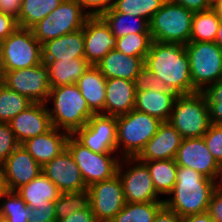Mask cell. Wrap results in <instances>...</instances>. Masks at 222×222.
I'll list each match as a JSON object with an SVG mask.
<instances>
[{"label":"cell","instance_id":"6da1fadb","mask_svg":"<svg viewBox=\"0 0 222 222\" xmlns=\"http://www.w3.org/2000/svg\"><path fill=\"white\" fill-rule=\"evenodd\" d=\"M144 63L147 69L177 95L198 92L191 80L185 45L152 41Z\"/></svg>","mask_w":222,"mask_h":222},{"label":"cell","instance_id":"7a4b0ae2","mask_svg":"<svg viewBox=\"0 0 222 222\" xmlns=\"http://www.w3.org/2000/svg\"><path fill=\"white\" fill-rule=\"evenodd\" d=\"M214 190V180L191 168L178 166L174 188L164 199V205L182 218L203 213L208 210Z\"/></svg>","mask_w":222,"mask_h":222},{"label":"cell","instance_id":"3957f363","mask_svg":"<svg viewBox=\"0 0 222 222\" xmlns=\"http://www.w3.org/2000/svg\"><path fill=\"white\" fill-rule=\"evenodd\" d=\"M45 104L52 126L69 134L85 126L94 115L76 83L52 87Z\"/></svg>","mask_w":222,"mask_h":222},{"label":"cell","instance_id":"277c9868","mask_svg":"<svg viewBox=\"0 0 222 222\" xmlns=\"http://www.w3.org/2000/svg\"><path fill=\"white\" fill-rule=\"evenodd\" d=\"M117 153L121 158L136 157L157 133L162 121L133 109L116 117Z\"/></svg>","mask_w":222,"mask_h":222},{"label":"cell","instance_id":"5b68a950","mask_svg":"<svg viewBox=\"0 0 222 222\" xmlns=\"http://www.w3.org/2000/svg\"><path fill=\"white\" fill-rule=\"evenodd\" d=\"M182 138H201L211 126L203 92L178 95L168 121Z\"/></svg>","mask_w":222,"mask_h":222},{"label":"cell","instance_id":"8992f818","mask_svg":"<svg viewBox=\"0 0 222 222\" xmlns=\"http://www.w3.org/2000/svg\"><path fill=\"white\" fill-rule=\"evenodd\" d=\"M194 13L166 0L149 22L152 41L185 45L190 42Z\"/></svg>","mask_w":222,"mask_h":222},{"label":"cell","instance_id":"52a82bcc","mask_svg":"<svg viewBox=\"0 0 222 222\" xmlns=\"http://www.w3.org/2000/svg\"><path fill=\"white\" fill-rule=\"evenodd\" d=\"M185 47L193 87L198 92H203L210 84L222 80L221 47L215 42H188Z\"/></svg>","mask_w":222,"mask_h":222},{"label":"cell","instance_id":"ba28073f","mask_svg":"<svg viewBox=\"0 0 222 222\" xmlns=\"http://www.w3.org/2000/svg\"><path fill=\"white\" fill-rule=\"evenodd\" d=\"M4 72L25 69L43 63L42 45L31 29L18 27L0 43Z\"/></svg>","mask_w":222,"mask_h":222},{"label":"cell","instance_id":"9c48e42d","mask_svg":"<svg viewBox=\"0 0 222 222\" xmlns=\"http://www.w3.org/2000/svg\"><path fill=\"white\" fill-rule=\"evenodd\" d=\"M90 15L76 0L63 2L49 15L31 28L34 37L43 44L82 29Z\"/></svg>","mask_w":222,"mask_h":222},{"label":"cell","instance_id":"30bf717a","mask_svg":"<svg viewBox=\"0 0 222 222\" xmlns=\"http://www.w3.org/2000/svg\"><path fill=\"white\" fill-rule=\"evenodd\" d=\"M66 148L72 154L87 187L117 175L121 159L118 153H95L81 144L72 134L67 139Z\"/></svg>","mask_w":222,"mask_h":222},{"label":"cell","instance_id":"8fae6325","mask_svg":"<svg viewBox=\"0 0 222 222\" xmlns=\"http://www.w3.org/2000/svg\"><path fill=\"white\" fill-rule=\"evenodd\" d=\"M117 175L121 180L124 197L128 203L164 201L166 198L156 192L147 165L136 157L121 158Z\"/></svg>","mask_w":222,"mask_h":222},{"label":"cell","instance_id":"7c38bea8","mask_svg":"<svg viewBox=\"0 0 222 222\" xmlns=\"http://www.w3.org/2000/svg\"><path fill=\"white\" fill-rule=\"evenodd\" d=\"M3 84L33 103H46L51 90L48 68L44 63L4 72Z\"/></svg>","mask_w":222,"mask_h":222},{"label":"cell","instance_id":"4fadbf2b","mask_svg":"<svg viewBox=\"0 0 222 222\" xmlns=\"http://www.w3.org/2000/svg\"><path fill=\"white\" fill-rule=\"evenodd\" d=\"M95 153H117V123L115 116L94 114L85 126L72 134Z\"/></svg>","mask_w":222,"mask_h":222},{"label":"cell","instance_id":"5bb4252c","mask_svg":"<svg viewBox=\"0 0 222 222\" xmlns=\"http://www.w3.org/2000/svg\"><path fill=\"white\" fill-rule=\"evenodd\" d=\"M90 208L98 222H110L126 204L118 175L88 187Z\"/></svg>","mask_w":222,"mask_h":222},{"label":"cell","instance_id":"9a60e30c","mask_svg":"<svg viewBox=\"0 0 222 222\" xmlns=\"http://www.w3.org/2000/svg\"><path fill=\"white\" fill-rule=\"evenodd\" d=\"M42 172L58 187L61 193L88 190L72 154L65 148L42 167Z\"/></svg>","mask_w":222,"mask_h":222},{"label":"cell","instance_id":"2e32d148","mask_svg":"<svg viewBox=\"0 0 222 222\" xmlns=\"http://www.w3.org/2000/svg\"><path fill=\"white\" fill-rule=\"evenodd\" d=\"M84 58L96 66L111 50L116 48L117 38L100 16H90L83 27Z\"/></svg>","mask_w":222,"mask_h":222},{"label":"cell","instance_id":"e0dca14e","mask_svg":"<svg viewBox=\"0 0 222 222\" xmlns=\"http://www.w3.org/2000/svg\"><path fill=\"white\" fill-rule=\"evenodd\" d=\"M175 162L178 166L191 168L212 180L215 179L219 166L203 137L184 138L177 151Z\"/></svg>","mask_w":222,"mask_h":222},{"label":"cell","instance_id":"ac0fdd59","mask_svg":"<svg viewBox=\"0 0 222 222\" xmlns=\"http://www.w3.org/2000/svg\"><path fill=\"white\" fill-rule=\"evenodd\" d=\"M9 124L20 144L27 139L46 133L53 127L45 103H33L16 115Z\"/></svg>","mask_w":222,"mask_h":222},{"label":"cell","instance_id":"d6986e66","mask_svg":"<svg viewBox=\"0 0 222 222\" xmlns=\"http://www.w3.org/2000/svg\"><path fill=\"white\" fill-rule=\"evenodd\" d=\"M2 164L10 191L28 184L42 172V167L22 144Z\"/></svg>","mask_w":222,"mask_h":222},{"label":"cell","instance_id":"ffe728a7","mask_svg":"<svg viewBox=\"0 0 222 222\" xmlns=\"http://www.w3.org/2000/svg\"><path fill=\"white\" fill-rule=\"evenodd\" d=\"M183 138L168 122H162L157 133L136 156L139 161L175 159Z\"/></svg>","mask_w":222,"mask_h":222},{"label":"cell","instance_id":"44dd1931","mask_svg":"<svg viewBox=\"0 0 222 222\" xmlns=\"http://www.w3.org/2000/svg\"><path fill=\"white\" fill-rule=\"evenodd\" d=\"M69 135L66 131L52 127L44 134L27 139L22 145L43 167L66 148Z\"/></svg>","mask_w":222,"mask_h":222},{"label":"cell","instance_id":"7402d4cb","mask_svg":"<svg viewBox=\"0 0 222 222\" xmlns=\"http://www.w3.org/2000/svg\"><path fill=\"white\" fill-rule=\"evenodd\" d=\"M134 81L119 78L106 79L104 115L121 116L134 109Z\"/></svg>","mask_w":222,"mask_h":222},{"label":"cell","instance_id":"603a6c76","mask_svg":"<svg viewBox=\"0 0 222 222\" xmlns=\"http://www.w3.org/2000/svg\"><path fill=\"white\" fill-rule=\"evenodd\" d=\"M42 45L43 61L72 60L84 58L83 28L44 42Z\"/></svg>","mask_w":222,"mask_h":222},{"label":"cell","instance_id":"cb8c5ba5","mask_svg":"<svg viewBox=\"0 0 222 222\" xmlns=\"http://www.w3.org/2000/svg\"><path fill=\"white\" fill-rule=\"evenodd\" d=\"M145 66L141 57H131L113 49L96 67L106 79L119 78L134 81L140 70Z\"/></svg>","mask_w":222,"mask_h":222},{"label":"cell","instance_id":"d4e9b609","mask_svg":"<svg viewBox=\"0 0 222 222\" xmlns=\"http://www.w3.org/2000/svg\"><path fill=\"white\" fill-rule=\"evenodd\" d=\"M175 92H161L153 88L135 93L134 109L144 112L162 122L169 121L175 99Z\"/></svg>","mask_w":222,"mask_h":222},{"label":"cell","instance_id":"484cf974","mask_svg":"<svg viewBox=\"0 0 222 222\" xmlns=\"http://www.w3.org/2000/svg\"><path fill=\"white\" fill-rule=\"evenodd\" d=\"M16 192L28 207L37 209L47 204H54L61 194L58 187L43 172L28 184L18 188Z\"/></svg>","mask_w":222,"mask_h":222},{"label":"cell","instance_id":"4316f807","mask_svg":"<svg viewBox=\"0 0 222 222\" xmlns=\"http://www.w3.org/2000/svg\"><path fill=\"white\" fill-rule=\"evenodd\" d=\"M82 96L85 98L90 110L94 114L104 115V103L106 93V78L94 65L76 82Z\"/></svg>","mask_w":222,"mask_h":222},{"label":"cell","instance_id":"83f0119b","mask_svg":"<svg viewBox=\"0 0 222 222\" xmlns=\"http://www.w3.org/2000/svg\"><path fill=\"white\" fill-rule=\"evenodd\" d=\"M43 63L48 68L51 88L76 83L91 66L85 58H72V60L61 61H43Z\"/></svg>","mask_w":222,"mask_h":222},{"label":"cell","instance_id":"f1b7e54d","mask_svg":"<svg viewBox=\"0 0 222 222\" xmlns=\"http://www.w3.org/2000/svg\"><path fill=\"white\" fill-rule=\"evenodd\" d=\"M100 17L116 38L128 34H150L149 22L143 18L118 13L113 8L103 12Z\"/></svg>","mask_w":222,"mask_h":222},{"label":"cell","instance_id":"f546056e","mask_svg":"<svg viewBox=\"0 0 222 222\" xmlns=\"http://www.w3.org/2000/svg\"><path fill=\"white\" fill-rule=\"evenodd\" d=\"M149 171L156 192L161 196H168L175 185L178 165L175 159L142 161Z\"/></svg>","mask_w":222,"mask_h":222},{"label":"cell","instance_id":"4dcf8cb0","mask_svg":"<svg viewBox=\"0 0 222 222\" xmlns=\"http://www.w3.org/2000/svg\"><path fill=\"white\" fill-rule=\"evenodd\" d=\"M220 16L211 8L195 12L192 18L190 42H215Z\"/></svg>","mask_w":222,"mask_h":222},{"label":"cell","instance_id":"1f68e13d","mask_svg":"<svg viewBox=\"0 0 222 222\" xmlns=\"http://www.w3.org/2000/svg\"><path fill=\"white\" fill-rule=\"evenodd\" d=\"M63 0H24L18 15V27L31 29L52 13Z\"/></svg>","mask_w":222,"mask_h":222},{"label":"cell","instance_id":"d6a6232c","mask_svg":"<svg viewBox=\"0 0 222 222\" xmlns=\"http://www.w3.org/2000/svg\"><path fill=\"white\" fill-rule=\"evenodd\" d=\"M164 201L128 203L110 222H153Z\"/></svg>","mask_w":222,"mask_h":222},{"label":"cell","instance_id":"836d02e7","mask_svg":"<svg viewBox=\"0 0 222 222\" xmlns=\"http://www.w3.org/2000/svg\"><path fill=\"white\" fill-rule=\"evenodd\" d=\"M33 102L26 96L0 85V122L9 123L16 115L27 109Z\"/></svg>","mask_w":222,"mask_h":222},{"label":"cell","instance_id":"e575fe53","mask_svg":"<svg viewBox=\"0 0 222 222\" xmlns=\"http://www.w3.org/2000/svg\"><path fill=\"white\" fill-rule=\"evenodd\" d=\"M166 0H114L112 8L118 13H124L143 18L150 22Z\"/></svg>","mask_w":222,"mask_h":222},{"label":"cell","instance_id":"d590c367","mask_svg":"<svg viewBox=\"0 0 222 222\" xmlns=\"http://www.w3.org/2000/svg\"><path fill=\"white\" fill-rule=\"evenodd\" d=\"M0 216L9 222H28L30 207L16 191H8L0 196Z\"/></svg>","mask_w":222,"mask_h":222},{"label":"cell","instance_id":"8d00e7d4","mask_svg":"<svg viewBox=\"0 0 222 222\" xmlns=\"http://www.w3.org/2000/svg\"><path fill=\"white\" fill-rule=\"evenodd\" d=\"M54 206L57 221L63 220L72 212L86 210L90 207L89 191L61 193L54 201Z\"/></svg>","mask_w":222,"mask_h":222},{"label":"cell","instance_id":"74e56055","mask_svg":"<svg viewBox=\"0 0 222 222\" xmlns=\"http://www.w3.org/2000/svg\"><path fill=\"white\" fill-rule=\"evenodd\" d=\"M152 43L151 34H128L117 38L116 50L144 61Z\"/></svg>","mask_w":222,"mask_h":222},{"label":"cell","instance_id":"f35d334b","mask_svg":"<svg viewBox=\"0 0 222 222\" xmlns=\"http://www.w3.org/2000/svg\"><path fill=\"white\" fill-rule=\"evenodd\" d=\"M211 124L222 125V80L210 84L204 91Z\"/></svg>","mask_w":222,"mask_h":222},{"label":"cell","instance_id":"ab89813d","mask_svg":"<svg viewBox=\"0 0 222 222\" xmlns=\"http://www.w3.org/2000/svg\"><path fill=\"white\" fill-rule=\"evenodd\" d=\"M135 92L146 91L153 88L161 92H174L167 88L166 84L158 79L149 69L145 66L140 70L134 80Z\"/></svg>","mask_w":222,"mask_h":222},{"label":"cell","instance_id":"60d3db41","mask_svg":"<svg viewBox=\"0 0 222 222\" xmlns=\"http://www.w3.org/2000/svg\"><path fill=\"white\" fill-rule=\"evenodd\" d=\"M19 145L10 124L0 122V163L2 164Z\"/></svg>","mask_w":222,"mask_h":222},{"label":"cell","instance_id":"b9f144b4","mask_svg":"<svg viewBox=\"0 0 222 222\" xmlns=\"http://www.w3.org/2000/svg\"><path fill=\"white\" fill-rule=\"evenodd\" d=\"M202 137L213 157L222 162V125L211 124Z\"/></svg>","mask_w":222,"mask_h":222},{"label":"cell","instance_id":"7bdbcfd3","mask_svg":"<svg viewBox=\"0 0 222 222\" xmlns=\"http://www.w3.org/2000/svg\"><path fill=\"white\" fill-rule=\"evenodd\" d=\"M90 16H100L112 8L114 0H76Z\"/></svg>","mask_w":222,"mask_h":222},{"label":"cell","instance_id":"ee69618b","mask_svg":"<svg viewBox=\"0 0 222 222\" xmlns=\"http://www.w3.org/2000/svg\"><path fill=\"white\" fill-rule=\"evenodd\" d=\"M28 222H57L54 204H47L37 209L30 208V218Z\"/></svg>","mask_w":222,"mask_h":222},{"label":"cell","instance_id":"f6af8a7d","mask_svg":"<svg viewBox=\"0 0 222 222\" xmlns=\"http://www.w3.org/2000/svg\"><path fill=\"white\" fill-rule=\"evenodd\" d=\"M207 212L214 222H222V192L213 191Z\"/></svg>","mask_w":222,"mask_h":222},{"label":"cell","instance_id":"bcb514c9","mask_svg":"<svg viewBox=\"0 0 222 222\" xmlns=\"http://www.w3.org/2000/svg\"><path fill=\"white\" fill-rule=\"evenodd\" d=\"M18 28L16 18L0 12V43Z\"/></svg>","mask_w":222,"mask_h":222},{"label":"cell","instance_id":"7dc6e473","mask_svg":"<svg viewBox=\"0 0 222 222\" xmlns=\"http://www.w3.org/2000/svg\"><path fill=\"white\" fill-rule=\"evenodd\" d=\"M170 2L181 5L186 9L195 12L205 11L213 8L208 0H169Z\"/></svg>","mask_w":222,"mask_h":222},{"label":"cell","instance_id":"c3c4849f","mask_svg":"<svg viewBox=\"0 0 222 222\" xmlns=\"http://www.w3.org/2000/svg\"><path fill=\"white\" fill-rule=\"evenodd\" d=\"M57 222H98L95 215L89 207L86 210L72 212L68 217Z\"/></svg>","mask_w":222,"mask_h":222},{"label":"cell","instance_id":"681fc988","mask_svg":"<svg viewBox=\"0 0 222 222\" xmlns=\"http://www.w3.org/2000/svg\"><path fill=\"white\" fill-rule=\"evenodd\" d=\"M24 0H0V12L18 18L21 3Z\"/></svg>","mask_w":222,"mask_h":222},{"label":"cell","instance_id":"f907efd6","mask_svg":"<svg viewBox=\"0 0 222 222\" xmlns=\"http://www.w3.org/2000/svg\"><path fill=\"white\" fill-rule=\"evenodd\" d=\"M153 222H183V218L180 217L174 211L168 209L165 205L157 212Z\"/></svg>","mask_w":222,"mask_h":222},{"label":"cell","instance_id":"816d5d0a","mask_svg":"<svg viewBox=\"0 0 222 222\" xmlns=\"http://www.w3.org/2000/svg\"><path fill=\"white\" fill-rule=\"evenodd\" d=\"M183 222H214L209 213L203 212L195 215L186 216L183 218Z\"/></svg>","mask_w":222,"mask_h":222},{"label":"cell","instance_id":"f5cc1de1","mask_svg":"<svg viewBox=\"0 0 222 222\" xmlns=\"http://www.w3.org/2000/svg\"><path fill=\"white\" fill-rule=\"evenodd\" d=\"M9 190L6 175L4 171L3 164L0 163V196L7 193Z\"/></svg>","mask_w":222,"mask_h":222},{"label":"cell","instance_id":"db71d44e","mask_svg":"<svg viewBox=\"0 0 222 222\" xmlns=\"http://www.w3.org/2000/svg\"><path fill=\"white\" fill-rule=\"evenodd\" d=\"M214 189L222 192V162L219 163L217 173L214 179Z\"/></svg>","mask_w":222,"mask_h":222},{"label":"cell","instance_id":"11a10c76","mask_svg":"<svg viewBox=\"0 0 222 222\" xmlns=\"http://www.w3.org/2000/svg\"><path fill=\"white\" fill-rule=\"evenodd\" d=\"M215 43L222 48V19L218 27Z\"/></svg>","mask_w":222,"mask_h":222},{"label":"cell","instance_id":"9f6ffc18","mask_svg":"<svg viewBox=\"0 0 222 222\" xmlns=\"http://www.w3.org/2000/svg\"><path fill=\"white\" fill-rule=\"evenodd\" d=\"M213 9L217 12V14L222 19V0H219L214 6Z\"/></svg>","mask_w":222,"mask_h":222},{"label":"cell","instance_id":"6f0895ef","mask_svg":"<svg viewBox=\"0 0 222 222\" xmlns=\"http://www.w3.org/2000/svg\"><path fill=\"white\" fill-rule=\"evenodd\" d=\"M3 81H4V69H3L1 55H0V85L3 84Z\"/></svg>","mask_w":222,"mask_h":222},{"label":"cell","instance_id":"680465c9","mask_svg":"<svg viewBox=\"0 0 222 222\" xmlns=\"http://www.w3.org/2000/svg\"><path fill=\"white\" fill-rule=\"evenodd\" d=\"M209 3L214 6L219 0H208Z\"/></svg>","mask_w":222,"mask_h":222},{"label":"cell","instance_id":"91938a15","mask_svg":"<svg viewBox=\"0 0 222 222\" xmlns=\"http://www.w3.org/2000/svg\"><path fill=\"white\" fill-rule=\"evenodd\" d=\"M0 222H9L7 219H5V218H2L1 216H0Z\"/></svg>","mask_w":222,"mask_h":222}]
</instances>
